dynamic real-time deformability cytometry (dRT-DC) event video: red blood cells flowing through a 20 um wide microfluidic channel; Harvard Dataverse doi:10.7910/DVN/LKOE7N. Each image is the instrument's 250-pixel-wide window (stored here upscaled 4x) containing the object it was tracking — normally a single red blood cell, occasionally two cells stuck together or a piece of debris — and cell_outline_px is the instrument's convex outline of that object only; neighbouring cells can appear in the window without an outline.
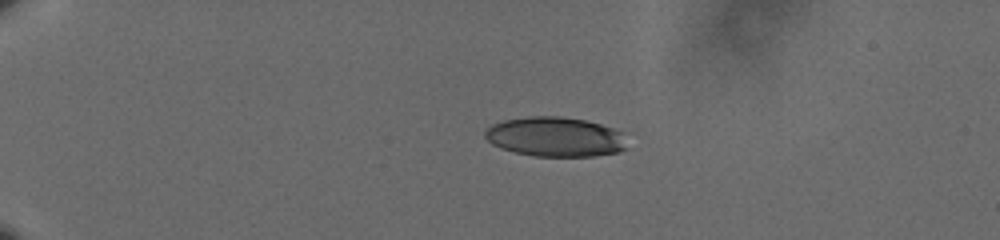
{"species": "human", "species_latin": "Homo sapiens", "temperature_condition": "cold", "stored_images_in_passage": 46, "camera_frame_rate_fps": 3000, "um_per_image_px": 0.085, "donor": {"sex": "male"}, "frame": {"image": 1, "passage_image": 1, "time_ms": 0.0, "image_size_px": [1000, 240], "cell_outline_px": [[628, 148], [620, 152], [596, 156], [532, 156], [500, 148], [492, 144], [484, 136], [484, 132], [492, 124], [504, 120], [532, 116], [560, 116], [584, 120], [600, 124], [612, 128], [620, 132]], "centroid_in_image_um": [47.19, 11.64], "position_along_channel_um": 37.8, "area_um2": 32.77}}
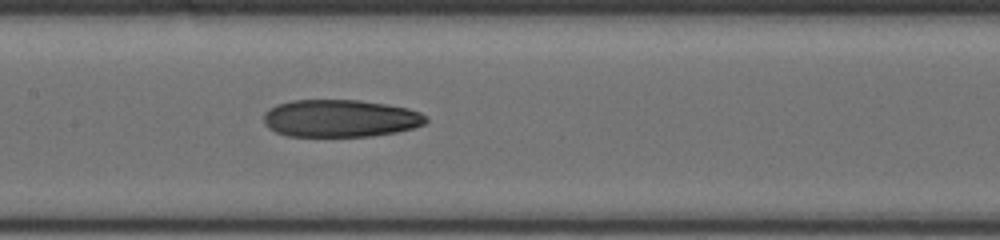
{"frame": {"image": 2, "passage_image": 19, "time_ms": 6.0, "image_size_px": [1000, 240], "cell_outline_px": [[428, 120], [424, 124], [412, 128], [396, 132], [372, 136], [288, 136], [276, 132], [268, 128], [264, 124], [264, 112], [268, 108], [276, 104], [292, 100], [360, 100], [388, 104], [408, 108], [420, 112], [428, 116]], "centroid_in_image_um": [28.91, 10.05], "position_along_channel_um": 178.5, "area_um2": 35.72}}
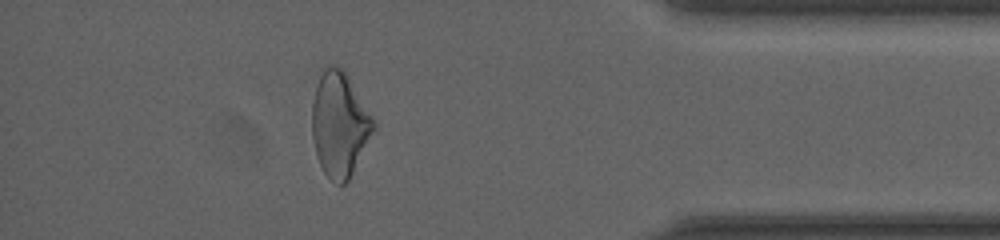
{"frame": {"image": 3, "passage_image": 40, "time_ms": 13.0, "image_size_px": [1000, 240], "cell_outline_px": [[376, 128], [348, 180], [344, 184], [340, 184], [332, 180], [324, 172], [320, 164], [316, 152], [312, 136], [312, 104], [316, 84], [320, 68], [332, 64], [340, 68], [344, 72], [372, 116], [376, 124]], "centroid_in_image_um": [28.84, 10.54], "position_along_channel_um": 406.4, "area_um2": 37.05}, "authors_computed_cell_mechanics": {"area_um2": 36.0961, "velocity_mm_per_s": 3.6302, "shape_relaxation_time_tau1_ms": null, "shape_relaxation_time_tau2_ms": 4.2424, "deformation_change_tau1": null, "deformation_change_tau2": 0.1248}}